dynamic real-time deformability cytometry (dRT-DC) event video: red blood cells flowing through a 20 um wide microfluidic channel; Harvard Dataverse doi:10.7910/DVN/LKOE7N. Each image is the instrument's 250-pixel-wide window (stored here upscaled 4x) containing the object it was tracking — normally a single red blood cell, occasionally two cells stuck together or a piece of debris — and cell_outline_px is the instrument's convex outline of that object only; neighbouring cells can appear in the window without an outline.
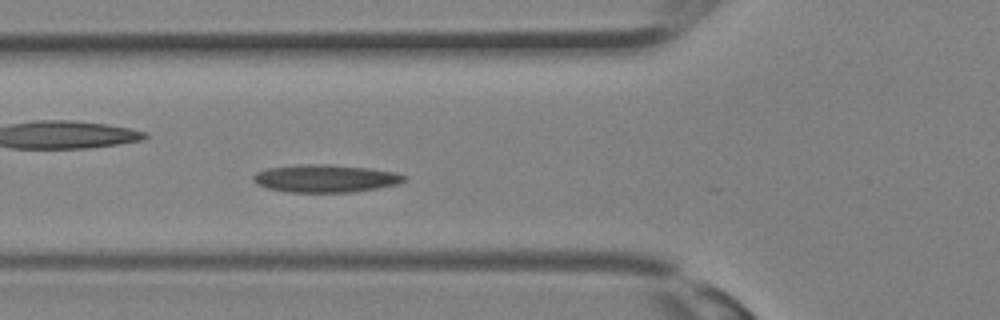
{"species": "Egyptian fruit bat (a non-hibernating species)", "species_latin": "Rousettus aegyptiacus", "temperature_condition": "room temperature", "stored_images_in_passage": 7, "camera_frame_rate_fps": 3000, "um_per_image_px": 0.085, "animal": {"sex": "female"}, "frame": {"image": 1, "passage_image": 5, "time_ms": 1.333, "image_size_px": [1000, 320], "cell_outline_px": [[408, 180], [396, 184], [376, 188], [352, 192], [288, 192], [268, 188], [256, 184], [252, 180], [252, 176], [256, 172], [268, 168], [296, 164], [324, 164], [368, 168], [392, 172], [408, 176]], "centroid_in_image_um": [27.62, 15.16], "position_along_channel_um": 98.2, "area_um2": 24.33}}
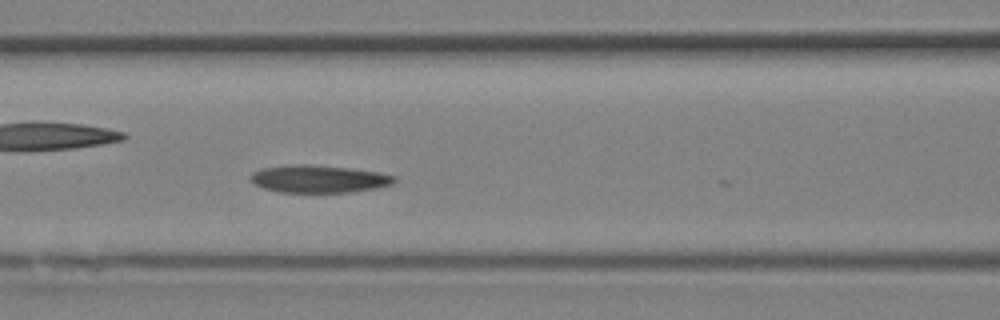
{"frame": {"image": 2, "passage_image": 7, "time_ms": 2.0, "image_size_px": [1000, 320], "cell_outline_px": [[396, 180], [392, 184], [376, 188], [352, 192], [276, 192], [264, 188], [256, 184], [248, 176], [252, 172], [260, 168], [296, 164], [308, 164], [352, 168], [380, 172], [396, 176]], "centroid_in_image_um": [27.1, 15.2], "position_along_channel_um": 139.5, "area_um2": 23.24}}